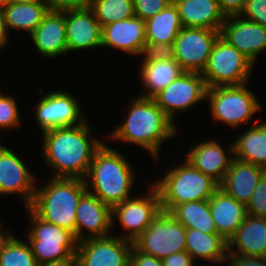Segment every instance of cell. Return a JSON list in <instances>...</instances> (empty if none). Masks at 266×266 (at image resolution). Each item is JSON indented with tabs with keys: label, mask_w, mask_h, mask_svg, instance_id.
I'll list each match as a JSON object with an SVG mask.
<instances>
[{
	"label": "cell",
	"mask_w": 266,
	"mask_h": 266,
	"mask_svg": "<svg viewBox=\"0 0 266 266\" xmlns=\"http://www.w3.org/2000/svg\"><path fill=\"white\" fill-rule=\"evenodd\" d=\"M172 2L173 0H134V13L135 16L146 21Z\"/></svg>",
	"instance_id": "cell-36"
},
{
	"label": "cell",
	"mask_w": 266,
	"mask_h": 266,
	"mask_svg": "<svg viewBox=\"0 0 266 266\" xmlns=\"http://www.w3.org/2000/svg\"><path fill=\"white\" fill-rule=\"evenodd\" d=\"M39 266H78L77 255L72 254L69 258L47 262Z\"/></svg>",
	"instance_id": "cell-44"
},
{
	"label": "cell",
	"mask_w": 266,
	"mask_h": 266,
	"mask_svg": "<svg viewBox=\"0 0 266 266\" xmlns=\"http://www.w3.org/2000/svg\"><path fill=\"white\" fill-rule=\"evenodd\" d=\"M2 92L0 91V131L18 128L23 123L18 102L14 96L5 95Z\"/></svg>",
	"instance_id": "cell-34"
},
{
	"label": "cell",
	"mask_w": 266,
	"mask_h": 266,
	"mask_svg": "<svg viewBox=\"0 0 266 266\" xmlns=\"http://www.w3.org/2000/svg\"><path fill=\"white\" fill-rule=\"evenodd\" d=\"M163 266H196L195 260L186 251L169 255L162 259Z\"/></svg>",
	"instance_id": "cell-40"
},
{
	"label": "cell",
	"mask_w": 266,
	"mask_h": 266,
	"mask_svg": "<svg viewBox=\"0 0 266 266\" xmlns=\"http://www.w3.org/2000/svg\"><path fill=\"white\" fill-rule=\"evenodd\" d=\"M220 36L255 64L266 50V28L240 14L227 16Z\"/></svg>",
	"instance_id": "cell-16"
},
{
	"label": "cell",
	"mask_w": 266,
	"mask_h": 266,
	"mask_svg": "<svg viewBox=\"0 0 266 266\" xmlns=\"http://www.w3.org/2000/svg\"><path fill=\"white\" fill-rule=\"evenodd\" d=\"M255 65L221 36L215 42L201 75L207 88L248 83Z\"/></svg>",
	"instance_id": "cell-8"
},
{
	"label": "cell",
	"mask_w": 266,
	"mask_h": 266,
	"mask_svg": "<svg viewBox=\"0 0 266 266\" xmlns=\"http://www.w3.org/2000/svg\"><path fill=\"white\" fill-rule=\"evenodd\" d=\"M216 139H207L191 146L184 160L193 168L200 170L205 175L212 177L219 184L223 181L231 161L234 158L233 143L225 151Z\"/></svg>",
	"instance_id": "cell-21"
},
{
	"label": "cell",
	"mask_w": 266,
	"mask_h": 266,
	"mask_svg": "<svg viewBox=\"0 0 266 266\" xmlns=\"http://www.w3.org/2000/svg\"><path fill=\"white\" fill-rule=\"evenodd\" d=\"M10 2H12V0H0V6H3V5L8 4Z\"/></svg>",
	"instance_id": "cell-47"
},
{
	"label": "cell",
	"mask_w": 266,
	"mask_h": 266,
	"mask_svg": "<svg viewBox=\"0 0 266 266\" xmlns=\"http://www.w3.org/2000/svg\"><path fill=\"white\" fill-rule=\"evenodd\" d=\"M89 7L102 27L135 16L134 0H91Z\"/></svg>",
	"instance_id": "cell-33"
},
{
	"label": "cell",
	"mask_w": 266,
	"mask_h": 266,
	"mask_svg": "<svg viewBox=\"0 0 266 266\" xmlns=\"http://www.w3.org/2000/svg\"><path fill=\"white\" fill-rule=\"evenodd\" d=\"M183 27L221 30L226 19L218 0H173Z\"/></svg>",
	"instance_id": "cell-25"
},
{
	"label": "cell",
	"mask_w": 266,
	"mask_h": 266,
	"mask_svg": "<svg viewBox=\"0 0 266 266\" xmlns=\"http://www.w3.org/2000/svg\"><path fill=\"white\" fill-rule=\"evenodd\" d=\"M30 38L38 53L44 58L54 59L67 54L65 9H50Z\"/></svg>",
	"instance_id": "cell-22"
},
{
	"label": "cell",
	"mask_w": 266,
	"mask_h": 266,
	"mask_svg": "<svg viewBox=\"0 0 266 266\" xmlns=\"http://www.w3.org/2000/svg\"><path fill=\"white\" fill-rule=\"evenodd\" d=\"M206 100L214 122H223L234 130L239 124H250L252 116L262 110L256 95L247 88V83L207 88Z\"/></svg>",
	"instance_id": "cell-6"
},
{
	"label": "cell",
	"mask_w": 266,
	"mask_h": 266,
	"mask_svg": "<svg viewBox=\"0 0 266 266\" xmlns=\"http://www.w3.org/2000/svg\"><path fill=\"white\" fill-rule=\"evenodd\" d=\"M207 86L201 73L184 72L153 99L174 123L175 114L188 111L206 99Z\"/></svg>",
	"instance_id": "cell-13"
},
{
	"label": "cell",
	"mask_w": 266,
	"mask_h": 266,
	"mask_svg": "<svg viewBox=\"0 0 266 266\" xmlns=\"http://www.w3.org/2000/svg\"><path fill=\"white\" fill-rule=\"evenodd\" d=\"M265 172L262 167L234 157L219 188L246 206Z\"/></svg>",
	"instance_id": "cell-24"
},
{
	"label": "cell",
	"mask_w": 266,
	"mask_h": 266,
	"mask_svg": "<svg viewBox=\"0 0 266 266\" xmlns=\"http://www.w3.org/2000/svg\"><path fill=\"white\" fill-rule=\"evenodd\" d=\"M67 50L101 48L102 26L88 7L65 9Z\"/></svg>",
	"instance_id": "cell-19"
},
{
	"label": "cell",
	"mask_w": 266,
	"mask_h": 266,
	"mask_svg": "<svg viewBox=\"0 0 266 266\" xmlns=\"http://www.w3.org/2000/svg\"><path fill=\"white\" fill-rule=\"evenodd\" d=\"M129 266H163L162 259L146 255L138 251L134 246L130 252Z\"/></svg>",
	"instance_id": "cell-39"
},
{
	"label": "cell",
	"mask_w": 266,
	"mask_h": 266,
	"mask_svg": "<svg viewBox=\"0 0 266 266\" xmlns=\"http://www.w3.org/2000/svg\"><path fill=\"white\" fill-rule=\"evenodd\" d=\"M44 91L38 89L41 98L35 107V121L42 133L50 129L77 126L87 120L85 113L80 110L79 100L70 92L59 89L44 94Z\"/></svg>",
	"instance_id": "cell-10"
},
{
	"label": "cell",
	"mask_w": 266,
	"mask_h": 266,
	"mask_svg": "<svg viewBox=\"0 0 266 266\" xmlns=\"http://www.w3.org/2000/svg\"><path fill=\"white\" fill-rule=\"evenodd\" d=\"M246 209L247 215L266 218V172L259 179Z\"/></svg>",
	"instance_id": "cell-35"
},
{
	"label": "cell",
	"mask_w": 266,
	"mask_h": 266,
	"mask_svg": "<svg viewBox=\"0 0 266 266\" xmlns=\"http://www.w3.org/2000/svg\"><path fill=\"white\" fill-rule=\"evenodd\" d=\"M106 144L103 142L94 152L84 180L87 191L113 208L132 197L130 193L137 176L124 154Z\"/></svg>",
	"instance_id": "cell-3"
},
{
	"label": "cell",
	"mask_w": 266,
	"mask_h": 266,
	"mask_svg": "<svg viewBox=\"0 0 266 266\" xmlns=\"http://www.w3.org/2000/svg\"><path fill=\"white\" fill-rule=\"evenodd\" d=\"M140 252L163 259L186 251V228L170 212L161 209L147 229L133 241Z\"/></svg>",
	"instance_id": "cell-9"
},
{
	"label": "cell",
	"mask_w": 266,
	"mask_h": 266,
	"mask_svg": "<svg viewBox=\"0 0 266 266\" xmlns=\"http://www.w3.org/2000/svg\"><path fill=\"white\" fill-rule=\"evenodd\" d=\"M183 28L174 2L145 21L147 52H167Z\"/></svg>",
	"instance_id": "cell-23"
},
{
	"label": "cell",
	"mask_w": 266,
	"mask_h": 266,
	"mask_svg": "<svg viewBox=\"0 0 266 266\" xmlns=\"http://www.w3.org/2000/svg\"><path fill=\"white\" fill-rule=\"evenodd\" d=\"M88 121L42 133L41 152L45 164L54 170L51 177L86 178L94 152L103 144V140L93 137V126Z\"/></svg>",
	"instance_id": "cell-1"
},
{
	"label": "cell",
	"mask_w": 266,
	"mask_h": 266,
	"mask_svg": "<svg viewBox=\"0 0 266 266\" xmlns=\"http://www.w3.org/2000/svg\"><path fill=\"white\" fill-rule=\"evenodd\" d=\"M0 266H39L25 240L9 231L0 242Z\"/></svg>",
	"instance_id": "cell-32"
},
{
	"label": "cell",
	"mask_w": 266,
	"mask_h": 266,
	"mask_svg": "<svg viewBox=\"0 0 266 266\" xmlns=\"http://www.w3.org/2000/svg\"><path fill=\"white\" fill-rule=\"evenodd\" d=\"M124 121L109 132L112 141L137 145L158 161L162 143L177 134L173 123L152 98L134 97Z\"/></svg>",
	"instance_id": "cell-2"
},
{
	"label": "cell",
	"mask_w": 266,
	"mask_h": 266,
	"mask_svg": "<svg viewBox=\"0 0 266 266\" xmlns=\"http://www.w3.org/2000/svg\"><path fill=\"white\" fill-rule=\"evenodd\" d=\"M2 224H1V221H0V242L2 241V239L4 238V236L9 232V230H5V231H2Z\"/></svg>",
	"instance_id": "cell-45"
},
{
	"label": "cell",
	"mask_w": 266,
	"mask_h": 266,
	"mask_svg": "<svg viewBox=\"0 0 266 266\" xmlns=\"http://www.w3.org/2000/svg\"><path fill=\"white\" fill-rule=\"evenodd\" d=\"M255 122L232 141L234 157L266 170V121Z\"/></svg>",
	"instance_id": "cell-30"
},
{
	"label": "cell",
	"mask_w": 266,
	"mask_h": 266,
	"mask_svg": "<svg viewBox=\"0 0 266 266\" xmlns=\"http://www.w3.org/2000/svg\"><path fill=\"white\" fill-rule=\"evenodd\" d=\"M7 25L5 23V18L3 14V10L0 6V49H4L9 43V33Z\"/></svg>",
	"instance_id": "cell-43"
},
{
	"label": "cell",
	"mask_w": 266,
	"mask_h": 266,
	"mask_svg": "<svg viewBox=\"0 0 266 266\" xmlns=\"http://www.w3.org/2000/svg\"><path fill=\"white\" fill-rule=\"evenodd\" d=\"M35 179V174L14 150L0 146V195L21 196L24 207H29L34 199Z\"/></svg>",
	"instance_id": "cell-15"
},
{
	"label": "cell",
	"mask_w": 266,
	"mask_h": 266,
	"mask_svg": "<svg viewBox=\"0 0 266 266\" xmlns=\"http://www.w3.org/2000/svg\"><path fill=\"white\" fill-rule=\"evenodd\" d=\"M133 242L120 236L94 237L78 242V266H129Z\"/></svg>",
	"instance_id": "cell-14"
},
{
	"label": "cell",
	"mask_w": 266,
	"mask_h": 266,
	"mask_svg": "<svg viewBox=\"0 0 266 266\" xmlns=\"http://www.w3.org/2000/svg\"><path fill=\"white\" fill-rule=\"evenodd\" d=\"M86 191L84 179L50 177L43 186H36L29 208L39 218L72 231L76 237V209Z\"/></svg>",
	"instance_id": "cell-4"
},
{
	"label": "cell",
	"mask_w": 266,
	"mask_h": 266,
	"mask_svg": "<svg viewBox=\"0 0 266 266\" xmlns=\"http://www.w3.org/2000/svg\"><path fill=\"white\" fill-rule=\"evenodd\" d=\"M186 252L196 261L226 263L228 241L220 234H206L196 229H186ZM202 259V260H201Z\"/></svg>",
	"instance_id": "cell-28"
},
{
	"label": "cell",
	"mask_w": 266,
	"mask_h": 266,
	"mask_svg": "<svg viewBox=\"0 0 266 266\" xmlns=\"http://www.w3.org/2000/svg\"><path fill=\"white\" fill-rule=\"evenodd\" d=\"M112 208L86 191L76 209V239L78 241L111 235Z\"/></svg>",
	"instance_id": "cell-17"
},
{
	"label": "cell",
	"mask_w": 266,
	"mask_h": 266,
	"mask_svg": "<svg viewBox=\"0 0 266 266\" xmlns=\"http://www.w3.org/2000/svg\"><path fill=\"white\" fill-rule=\"evenodd\" d=\"M25 211L30 222L27 242L39 265L76 254L79 241L72 231L44 221L29 207Z\"/></svg>",
	"instance_id": "cell-7"
},
{
	"label": "cell",
	"mask_w": 266,
	"mask_h": 266,
	"mask_svg": "<svg viewBox=\"0 0 266 266\" xmlns=\"http://www.w3.org/2000/svg\"><path fill=\"white\" fill-rule=\"evenodd\" d=\"M145 194L140 195L141 197L138 195L130 197L112 208V223L118 220L125 232L120 234L122 239L133 242L147 229L161 210L160 197L153 184H150Z\"/></svg>",
	"instance_id": "cell-12"
},
{
	"label": "cell",
	"mask_w": 266,
	"mask_h": 266,
	"mask_svg": "<svg viewBox=\"0 0 266 266\" xmlns=\"http://www.w3.org/2000/svg\"><path fill=\"white\" fill-rule=\"evenodd\" d=\"M171 213L186 229H196L206 234H218L209 200L182 203L177 205Z\"/></svg>",
	"instance_id": "cell-31"
},
{
	"label": "cell",
	"mask_w": 266,
	"mask_h": 266,
	"mask_svg": "<svg viewBox=\"0 0 266 266\" xmlns=\"http://www.w3.org/2000/svg\"><path fill=\"white\" fill-rule=\"evenodd\" d=\"M220 9L225 16H233L243 11L246 0H218Z\"/></svg>",
	"instance_id": "cell-42"
},
{
	"label": "cell",
	"mask_w": 266,
	"mask_h": 266,
	"mask_svg": "<svg viewBox=\"0 0 266 266\" xmlns=\"http://www.w3.org/2000/svg\"><path fill=\"white\" fill-rule=\"evenodd\" d=\"M8 31H24L29 35L50 10L48 1L10 2L1 6Z\"/></svg>",
	"instance_id": "cell-29"
},
{
	"label": "cell",
	"mask_w": 266,
	"mask_h": 266,
	"mask_svg": "<svg viewBox=\"0 0 266 266\" xmlns=\"http://www.w3.org/2000/svg\"><path fill=\"white\" fill-rule=\"evenodd\" d=\"M240 15L266 28V0H246Z\"/></svg>",
	"instance_id": "cell-37"
},
{
	"label": "cell",
	"mask_w": 266,
	"mask_h": 266,
	"mask_svg": "<svg viewBox=\"0 0 266 266\" xmlns=\"http://www.w3.org/2000/svg\"><path fill=\"white\" fill-rule=\"evenodd\" d=\"M220 31L183 27L167 51L186 72L202 73Z\"/></svg>",
	"instance_id": "cell-11"
},
{
	"label": "cell",
	"mask_w": 266,
	"mask_h": 266,
	"mask_svg": "<svg viewBox=\"0 0 266 266\" xmlns=\"http://www.w3.org/2000/svg\"><path fill=\"white\" fill-rule=\"evenodd\" d=\"M140 67L144 93L140 97L154 98L185 71L168 52H146Z\"/></svg>",
	"instance_id": "cell-18"
},
{
	"label": "cell",
	"mask_w": 266,
	"mask_h": 266,
	"mask_svg": "<svg viewBox=\"0 0 266 266\" xmlns=\"http://www.w3.org/2000/svg\"><path fill=\"white\" fill-rule=\"evenodd\" d=\"M52 10L88 7L91 0H47Z\"/></svg>",
	"instance_id": "cell-41"
},
{
	"label": "cell",
	"mask_w": 266,
	"mask_h": 266,
	"mask_svg": "<svg viewBox=\"0 0 266 266\" xmlns=\"http://www.w3.org/2000/svg\"><path fill=\"white\" fill-rule=\"evenodd\" d=\"M101 47L144 55L147 52L145 21L134 16L103 26Z\"/></svg>",
	"instance_id": "cell-20"
},
{
	"label": "cell",
	"mask_w": 266,
	"mask_h": 266,
	"mask_svg": "<svg viewBox=\"0 0 266 266\" xmlns=\"http://www.w3.org/2000/svg\"><path fill=\"white\" fill-rule=\"evenodd\" d=\"M228 252L266 257V218L247 215L228 240Z\"/></svg>",
	"instance_id": "cell-27"
},
{
	"label": "cell",
	"mask_w": 266,
	"mask_h": 266,
	"mask_svg": "<svg viewBox=\"0 0 266 266\" xmlns=\"http://www.w3.org/2000/svg\"><path fill=\"white\" fill-rule=\"evenodd\" d=\"M209 207L218 234L227 241L247 217L246 206L220 188L209 198Z\"/></svg>",
	"instance_id": "cell-26"
},
{
	"label": "cell",
	"mask_w": 266,
	"mask_h": 266,
	"mask_svg": "<svg viewBox=\"0 0 266 266\" xmlns=\"http://www.w3.org/2000/svg\"><path fill=\"white\" fill-rule=\"evenodd\" d=\"M228 266H266V257L228 252Z\"/></svg>",
	"instance_id": "cell-38"
},
{
	"label": "cell",
	"mask_w": 266,
	"mask_h": 266,
	"mask_svg": "<svg viewBox=\"0 0 266 266\" xmlns=\"http://www.w3.org/2000/svg\"><path fill=\"white\" fill-rule=\"evenodd\" d=\"M182 162L166 170L163 177L152 183L158 191L163 210L171 212L182 203L209 200L219 189V183L212 177L193 168L187 161Z\"/></svg>",
	"instance_id": "cell-5"
},
{
	"label": "cell",
	"mask_w": 266,
	"mask_h": 266,
	"mask_svg": "<svg viewBox=\"0 0 266 266\" xmlns=\"http://www.w3.org/2000/svg\"><path fill=\"white\" fill-rule=\"evenodd\" d=\"M13 2H38V1H47V0H12Z\"/></svg>",
	"instance_id": "cell-46"
}]
</instances>
